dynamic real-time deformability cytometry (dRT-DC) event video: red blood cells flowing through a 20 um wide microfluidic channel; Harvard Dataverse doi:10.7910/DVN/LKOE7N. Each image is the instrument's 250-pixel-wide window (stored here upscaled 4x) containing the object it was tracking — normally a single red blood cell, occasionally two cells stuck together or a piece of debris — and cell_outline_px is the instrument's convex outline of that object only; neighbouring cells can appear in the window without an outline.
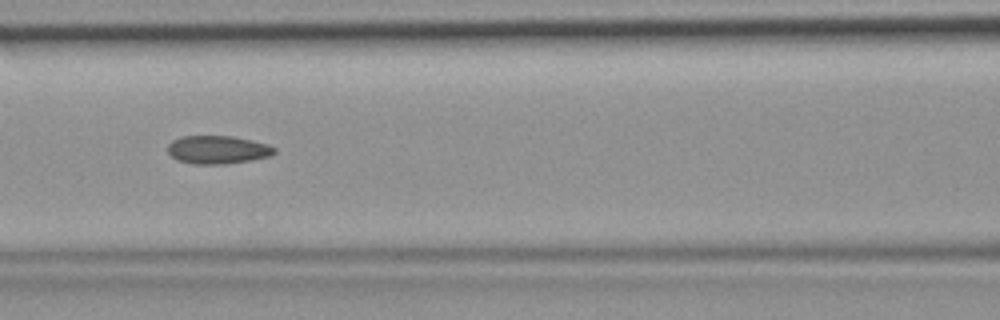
{"species": "common noctule bat (a hibernating species)", "species_latin": "Nyctalus noctula", "temperature_condition": "room temperature", "stored_images_in_passage": 44, "camera_frame_rate_fps": 3000, "um_per_image_px": 0.085, "animal": {"sex": "female", "body_mass_g": 19.9}, "frame": {"image": 1, "passage_image": 19, "time_ms": 6.0, "image_size_px": [1000, 320], "cell_outline_px": [[276, 152], [268, 156], [248, 160], [224, 164], [192, 164], [176, 160], [168, 152], [168, 144], [172, 140], [180, 136], [232, 136], [252, 140], [268, 144], [276, 148]], "centroid_in_image_um": [18.47, 12.72], "position_along_channel_um": 148.1, "area_um2": 17.51}}